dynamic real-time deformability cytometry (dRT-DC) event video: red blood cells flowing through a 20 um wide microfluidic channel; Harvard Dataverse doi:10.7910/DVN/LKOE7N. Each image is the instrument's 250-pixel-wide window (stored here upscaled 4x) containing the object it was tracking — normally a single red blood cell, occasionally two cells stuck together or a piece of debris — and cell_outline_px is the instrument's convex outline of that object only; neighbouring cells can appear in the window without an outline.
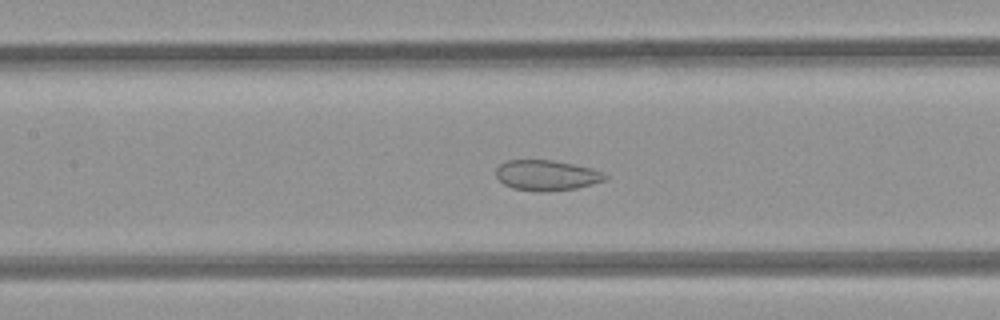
{"species": "common noctule bat (a hibernating species)", "species_latin": "Nyctalus noctula", "temperature_condition": "room temperature", "stored_images_in_passage": 39, "camera_frame_rate_fps": 3000, "um_per_image_px": 0.085, "animal": {"sex": "female", "body_mass_g": 21.9}, "frame": {"image": 1, "passage_image": 11, "time_ms": 3.333, "image_size_px": [1000, 320], "cell_outline_px": [[608, 180], [576, 188], [544, 192], [536, 192], [512, 188], [504, 184], [496, 176], [496, 168], [500, 164], [508, 160], [552, 160], [592, 168], [604, 172], [608, 176]], "centroid_in_image_um": [46.48, 14.91], "position_along_channel_um": 160.9, "area_um2": 19.48}}
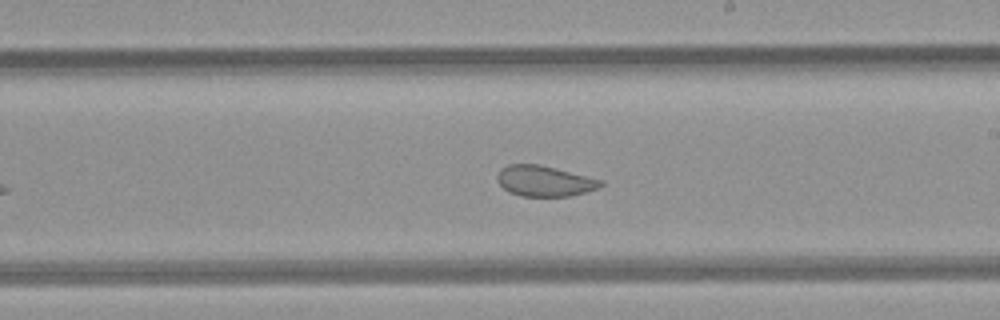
{"frame": {"image": 2, "passage_image": 17, "time_ms": 5.333, "image_size_px": [1000, 320], "cell_outline_px": [[604, 184], [596, 188], [572, 196], [520, 196], [508, 192], [496, 180], [496, 176], [500, 168], [508, 164], [540, 164], [604, 180]], "centroid_in_image_um": [46.25, 15.38], "position_along_channel_um": 242.7, "area_um2": 18.61}}
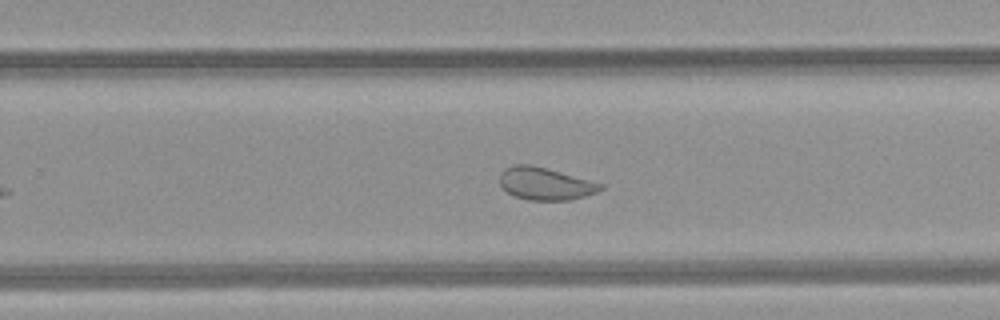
{"frame": {"image": 3, "passage_image": 20, "time_ms": 6.333, "image_size_px": [1000, 320], "cell_outline_px": [[604, 188], [596, 192], [584, 196], [568, 200], [528, 200], [516, 196], [508, 192], [500, 184], [500, 172], [504, 168], [516, 164], [532, 164], [604, 184]], "centroid_in_image_um": [46.34, 15.6], "position_along_channel_um": 283.5, "area_um2": 18.96}}